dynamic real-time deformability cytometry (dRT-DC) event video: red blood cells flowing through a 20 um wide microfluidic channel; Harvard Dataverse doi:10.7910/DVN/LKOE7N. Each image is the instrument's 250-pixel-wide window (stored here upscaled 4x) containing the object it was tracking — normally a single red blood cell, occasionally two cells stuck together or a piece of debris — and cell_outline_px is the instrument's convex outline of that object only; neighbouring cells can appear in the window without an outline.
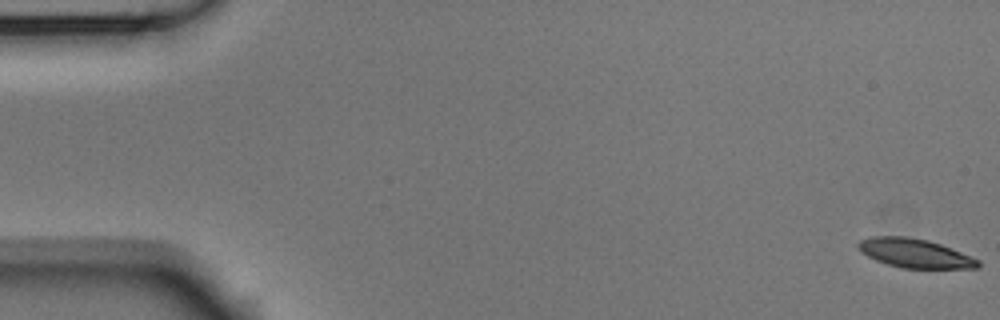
{"species": "Egyptian fruit bat (a non-hibernating species)", "species_latin": "Rousettus aegyptiacus", "temperature_condition": "room temperature", "stored_images_in_passage": 56, "camera_frame_rate_fps": 3000, "um_per_image_px": 0.085, "animal": {"sex": "male"}, "frame": {"image": 1, "passage_image": 1, "time_ms": 0.0, "image_size_px": [1000, 320], "cell_outline_px": [[980, 264], [976, 268], [900, 268], [876, 260], [860, 252], [856, 244], [860, 240], [868, 236], [904, 236], [928, 240], [940, 244], [980, 260]], "centroid_in_image_um": [77.71, 21.52], "position_along_channel_um": 7.3, "area_um2": 20.17}}
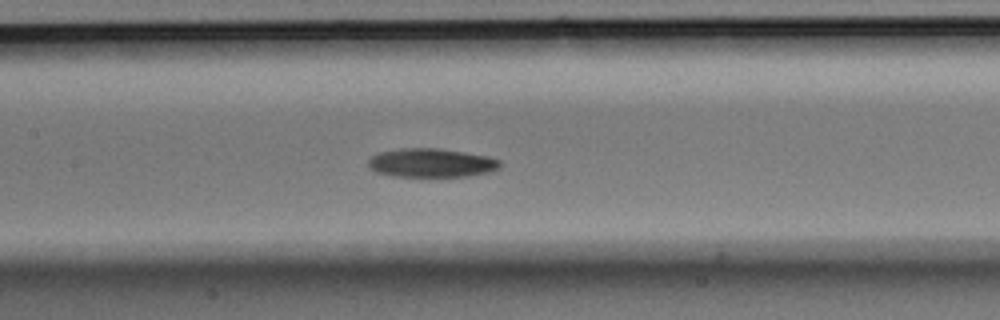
{"frame": {"image": 2, "passage_image": 26, "time_ms": 8.333, "image_size_px": [1000, 320], "cell_outline_px": [[500, 168], [488, 172], [468, 176], [392, 176], [376, 172], [368, 164], [368, 160], [372, 156], [380, 152], [400, 148], [440, 148], [488, 156], [500, 160]], "centroid_in_image_um": [36.67, 13.83], "position_along_channel_um": 170.7, "area_um2": 22.02}}
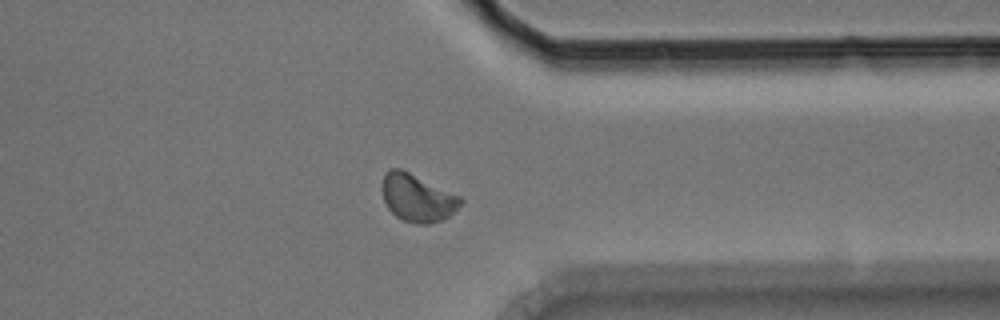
{"frame": {"image": 3, "passage_image": 43, "time_ms": 14.0, "image_size_px": [1000, 320], "cell_outline_px": [[464, 200], [448, 216], [440, 220], [428, 224], [416, 224], [400, 220], [388, 208], [384, 200], [384, 172], [388, 168], [400, 168], [460, 196]], "centroid_in_image_um": [35.46, 16.82], "position_along_channel_um": 375.9, "area_um2": 21.33}, "authors_computed_cell_mechanics": {"area_um2": 21.1837, "velocity_mm_per_s": 3.6971, "shape_relaxation_time_tau1_ms": 5.5704, "shape_relaxation_time_tau2_ms": null, "deformation_change_tau1": 0.107, "deformation_change_tau2": null}}